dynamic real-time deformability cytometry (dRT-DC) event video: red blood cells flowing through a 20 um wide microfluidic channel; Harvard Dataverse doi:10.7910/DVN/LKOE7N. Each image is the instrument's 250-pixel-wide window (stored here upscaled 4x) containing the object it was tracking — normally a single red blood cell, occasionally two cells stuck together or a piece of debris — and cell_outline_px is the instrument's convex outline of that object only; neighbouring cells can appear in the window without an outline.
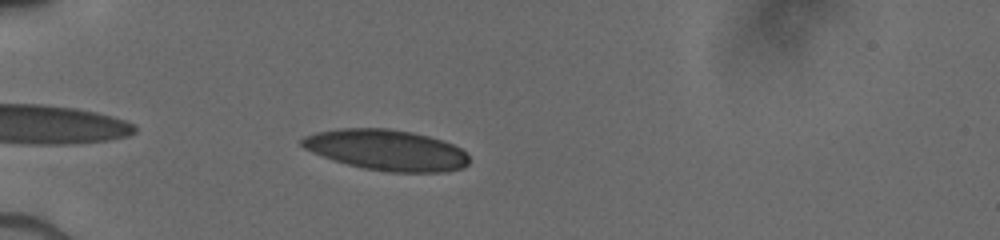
{"species": "human", "species_latin": "Homo sapiens", "temperature_condition": "cold", "stored_images_in_passage": 4, "camera_frame_rate_fps": 3000, "um_per_image_px": 0.085, "donor": {"sex": "male"}, "frame": {"image": 1, "passage_image": 4, "time_ms": 3.333, "image_size_px": [1000, 240], "cell_outline_px": [[468, 164], [464, 168], [448, 172], [388, 172], [364, 168], [348, 164], [312, 152], [304, 148], [300, 144], [300, 140], [304, 136], [320, 132], [344, 128], [388, 128], [412, 132], [428, 136], [452, 144], [460, 148], [468, 156]], "centroid_in_image_um": [32.88, 12.76], "position_along_channel_um": 52.1, "area_um2": 39.42}}